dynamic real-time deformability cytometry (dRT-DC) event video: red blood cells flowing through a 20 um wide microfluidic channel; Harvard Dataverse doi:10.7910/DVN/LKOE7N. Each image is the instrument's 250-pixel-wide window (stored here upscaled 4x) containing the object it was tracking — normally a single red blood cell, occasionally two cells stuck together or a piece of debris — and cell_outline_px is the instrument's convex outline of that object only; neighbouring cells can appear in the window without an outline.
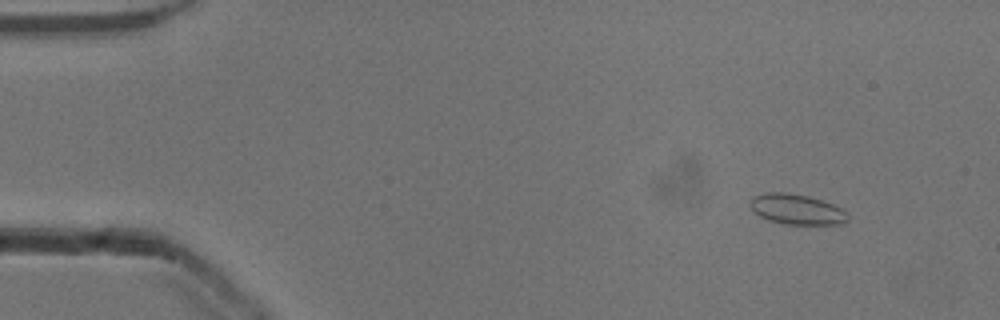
{"species": "common noctule bat (a hibernating species)", "species_latin": "Nyctalus noctula", "temperature_condition": "cold", "stored_images_in_passage": 17, "camera_frame_rate_fps": 3000, "um_per_image_px": 0.085, "animal": {"sex": "male", "body_mass_g": 13.3}, "frame": {"image": 1, "passage_image": 5, "time_ms": 1.333, "image_size_px": [1000, 320], "cell_outline_px": [[848, 220], [840, 224], [784, 224], [768, 220], [760, 216], [752, 208], [752, 196], [764, 192], [784, 192], [808, 196], [832, 204], [848, 212]], "centroid_in_image_um": [67.73, 17.79], "position_along_channel_um": 17.3, "area_um2": 17.05}}
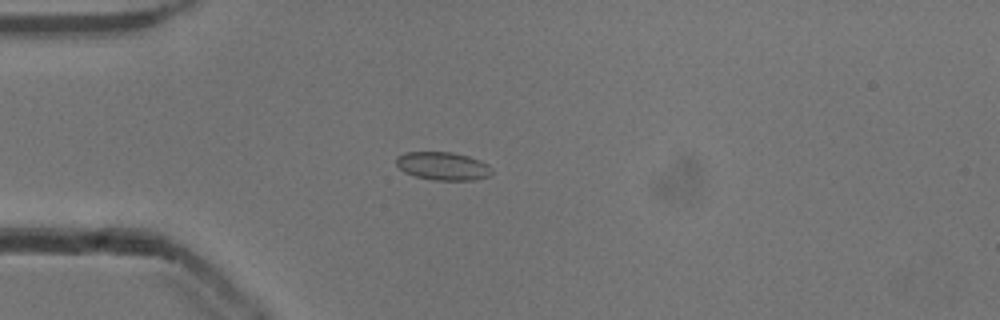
{"frame": {"image": 2, "passage_image": 14, "time_ms": 4.333, "image_size_px": [1000, 320], "cell_outline_px": [[492, 172], [488, 176], [472, 180], [432, 180], [416, 176], [404, 172], [396, 164], [396, 156], [404, 152], [452, 152], [468, 156], [480, 160], [488, 164], [492, 168]], "centroid_in_image_um": [37.63, 14.11], "position_along_channel_um": 47.4, "area_um2": 15.72}}